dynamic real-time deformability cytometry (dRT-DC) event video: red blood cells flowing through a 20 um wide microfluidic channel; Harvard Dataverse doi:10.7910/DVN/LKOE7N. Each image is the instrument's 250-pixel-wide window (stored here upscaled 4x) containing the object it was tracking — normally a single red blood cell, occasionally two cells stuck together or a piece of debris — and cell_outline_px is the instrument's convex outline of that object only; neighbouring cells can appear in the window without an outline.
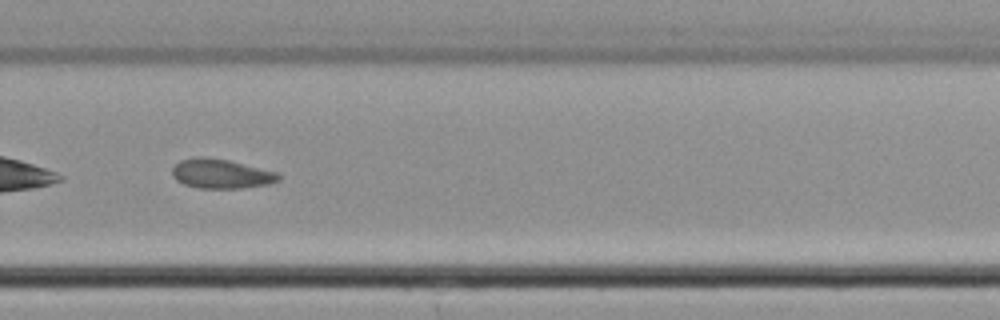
{"species": "common noctule bat (a hibernating species)", "species_latin": "Nyctalus noctula", "temperature_condition": "cold", "stored_images_in_passage": 32, "camera_frame_rate_fps": 3000, "um_per_image_px": 0.085, "animal": {"sex": "male", "body_mass_g": 21.5, "forearm_length_mm": 52.0}, "frame": {"image": 1, "passage_image": 23, "time_ms": 7.333, "image_size_px": [1000, 320], "cell_outline_px": [[280, 180], [268, 184], [240, 188], [196, 188], [184, 184], [176, 180], [172, 176], [172, 168], [180, 160], [228, 160], [276, 172], [280, 176]], "centroid_in_image_um": [18.82, 14.82], "position_along_channel_um": 311.0, "area_um2": 17.4}}